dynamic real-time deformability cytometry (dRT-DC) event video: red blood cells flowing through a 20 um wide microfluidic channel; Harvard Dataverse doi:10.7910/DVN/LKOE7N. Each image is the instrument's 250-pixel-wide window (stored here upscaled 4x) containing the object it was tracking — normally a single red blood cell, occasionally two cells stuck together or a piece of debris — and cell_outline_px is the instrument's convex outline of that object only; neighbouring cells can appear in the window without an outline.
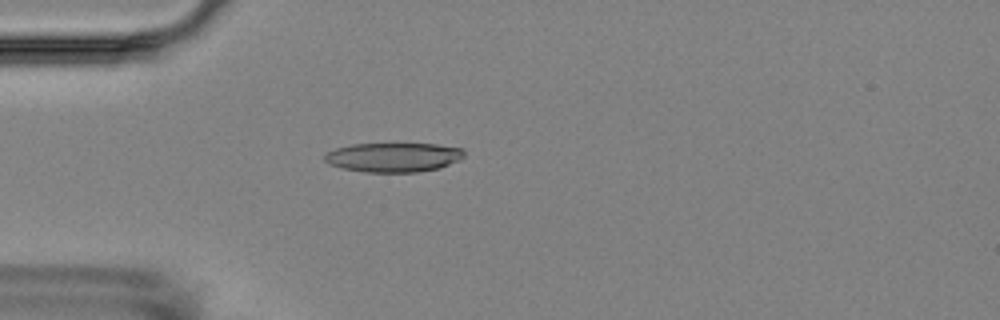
{"species": "Egyptian fruit bat (a non-hibernating species)", "species_latin": "Rousettus aegyptiacus", "temperature_condition": "room temperature", "stored_images_in_passage": 5, "camera_frame_rate_fps": 3000, "um_per_image_px": 0.085, "animal": {"sex": "female"}, "frame": {"image": 1, "passage_image": 4, "time_ms": 3.667, "image_size_px": [1000, 320], "cell_outline_px": [[464, 156], [460, 160], [440, 168], [416, 172], [364, 172], [340, 168], [328, 164], [324, 160], [324, 156], [328, 152], [336, 148], [352, 144], [436, 144], [464, 148]], "centroid_in_image_um": [33.45, 13.37], "position_along_channel_um": 51.5, "area_um2": 23.99}}